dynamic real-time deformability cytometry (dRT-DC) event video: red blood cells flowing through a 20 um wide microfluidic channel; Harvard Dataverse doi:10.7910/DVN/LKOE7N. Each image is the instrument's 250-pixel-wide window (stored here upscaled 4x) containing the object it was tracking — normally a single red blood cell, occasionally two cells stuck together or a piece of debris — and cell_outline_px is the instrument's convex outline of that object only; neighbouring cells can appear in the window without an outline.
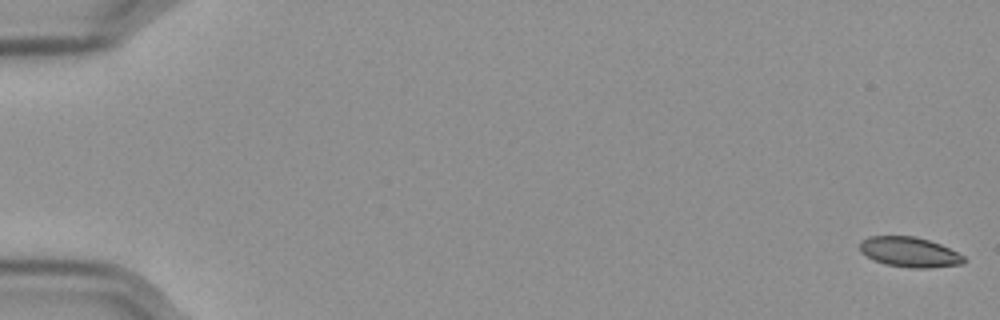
{"species": "Egyptian fruit bat (a non-hibernating species)", "species_latin": "Rousettus aegyptiacus", "temperature_condition": "cold", "stored_images_in_passage": 58, "camera_frame_rate_fps": 3000, "um_per_image_px": 0.085, "frame": {"image": 1, "passage_image": 1, "time_ms": 0.0, "image_size_px": [1000, 320], "cell_outline_px": [[968, 260], [964, 264], [928, 268], [908, 268], [884, 264], [860, 252], [860, 240], [868, 236], [916, 236], [940, 244], [964, 256]], "centroid_in_image_um": [77.32, 21.43], "position_along_channel_um": 7.7, "area_um2": 18.32}}
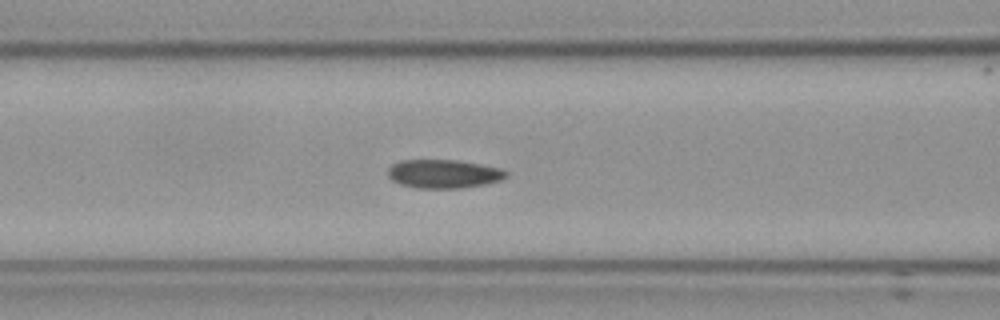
{"frame": {"image": 2, "passage_image": 25, "time_ms": 8.0, "image_size_px": [1000, 320], "cell_outline_px": [[508, 176], [500, 180], [484, 184], [460, 188], [416, 188], [400, 184], [392, 180], [388, 176], [388, 168], [392, 164], [404, 160], [456, 160], [480, 164], [500, 168], [508, 172]], "centroid_in_image_um": [37.7, 14.78], "position_along_channel_um": 128.9, "area_um2": 19.65}}
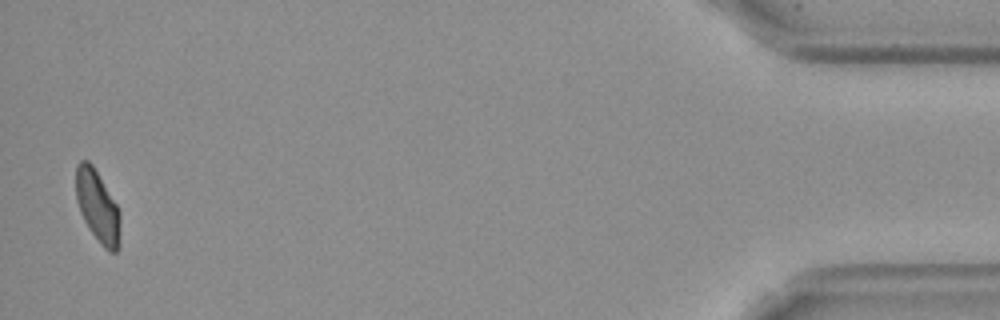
{"frame": {"image": 3, "passage_image": 57, "time_ms": 18.667, "image_size_px": [1000, 320], "cell_outline_px": [[120, 244], [116, 252], [108, 252], [100, 244], [88, 228], [80, 212], [76, 200], [76, 164], [80, 160], [88, 160], [92, 164], [116, 204], [120, 212]], "centroid_in_image_um": [8.29, 17.57], "position_along_channel_um": 426.9, "area_um2": 18.67}, "authors_computed_cell_mechanics": {"area_um2": 19.1607, "velocity_mm_per_s": 3.5642, "shape_relaxation_time_tau1_ms": null, "shape_relaxation_time_tau2_ms": 6.2257, "deformation_change_tau1": null, "deformation_change_tau2": 0.0767}}